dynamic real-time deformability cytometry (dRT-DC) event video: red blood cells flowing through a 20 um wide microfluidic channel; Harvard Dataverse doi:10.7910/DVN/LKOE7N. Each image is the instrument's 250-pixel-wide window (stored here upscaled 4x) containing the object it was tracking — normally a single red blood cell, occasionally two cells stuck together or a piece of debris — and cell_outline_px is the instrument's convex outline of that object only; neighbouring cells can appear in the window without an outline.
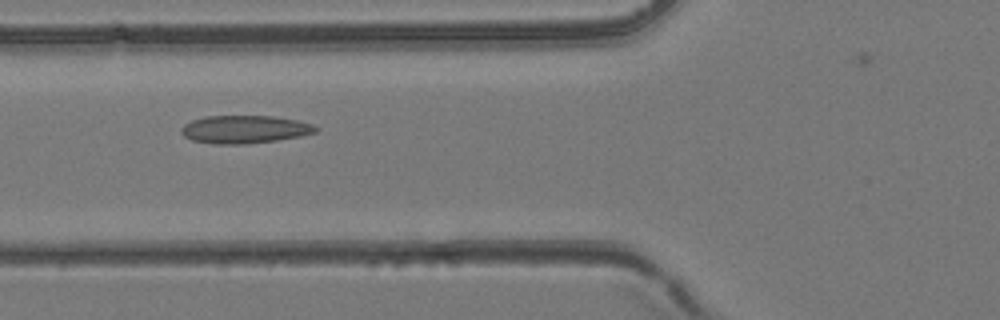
{"species": "common noctule bat (a hibernating species)", "species_latin": "Nyctalus noctula", "temperature_condition": "room temperature", "stored_images_in_passage": 39, "camera_frame_rate_fps": 3000, "um_per_image_px": 0.085, "animal": {"sex": "female", "body_mass_g": 24.6, "forearm_length_mm": 56.2}, "frame": {"image": 1, "passage_image": 11, "time_ms": 3.333, "image_size_px": [1000, 320], "cell_outline_px": [[320, 128], [316, 132], [300, 136], [276, 140], [244, 144], [216, 144], [192, 140], [184, 136], [180, 132], [180, 128], [184, 124], [192, 120], [204, 116], [272, 116], [296, 120], [312, 124]], "centroid_in_image_um": [20.77, 10.99], "position_along_channel_um": 105.0, "area_um2": 21.85}}
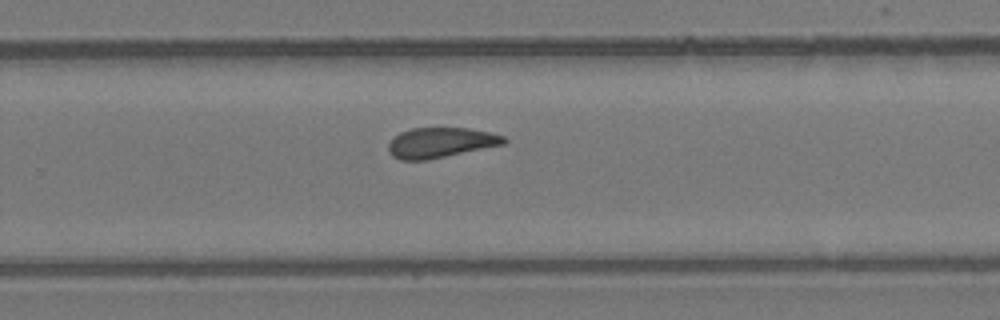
{"frame": {"image": 2, "passage_image": 23, "time_ms": 7.333, "image_size_px": [1000, 320], "cell_outline_px": [[508, 140], [504, 144], [428, 160], [400, 160], [392, 156], [388, 152], [388, 144], [400, 132], [412, 128], [468, 128], [492, 132], [504, 136]], "centroid_in_image_um": [37.46, 12.12], "position_along_channel_um": 292.3, "area_um2": 20.35}}
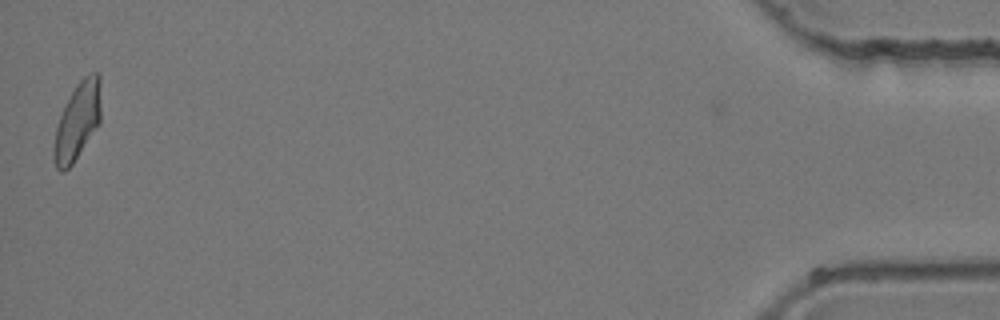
{"frame": {"image": 3, "passage_image": 38, "time_ms": 12.333, "image_size_px": [1000, 320], "cell_outline_px": [[100, 124], [72, 164], [64, 172], [60, 172], [56, 168], [52, 156], [52, 148], [56, 128], [60, 116], [76, 84], [84, 76], [92, 72], [96, 72], [100, 76]], "centroid_in_image_um": [6.57, 10.34], "position_along_channel_um": 428.6, "area_um2": 21.21}}